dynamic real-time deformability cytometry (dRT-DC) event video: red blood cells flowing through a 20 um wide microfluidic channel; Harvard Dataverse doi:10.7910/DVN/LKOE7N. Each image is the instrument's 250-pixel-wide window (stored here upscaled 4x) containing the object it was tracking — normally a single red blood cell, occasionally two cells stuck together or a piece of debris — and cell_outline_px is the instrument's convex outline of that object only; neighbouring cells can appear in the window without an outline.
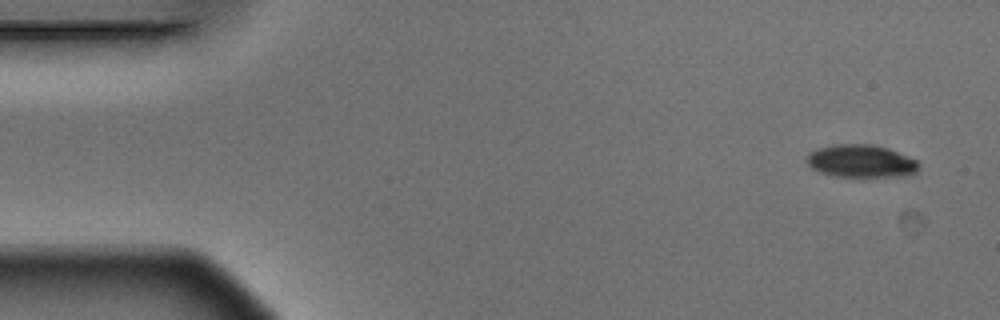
{"species": "Egyptian fruit bat (a non-hibernating species)", "species_latin": "Rousettus aegyptiacus", "temperature_condition": "warm", "stored_images_in_passage": 6, "camera_frame_rate_fps": 3000, "um_per_image_px": 0.085, "animal": {"sex": "male"}, "frame": {"image": 1, "passage_image": 1, "time_ms": 0.0, "image_size_px": [1000, 320], "cell_outline_px": [[920, 164], [916, 172], [908, 176], [832, 176], [820, 172], [812, 168], [808, 164], [808, 152], [816, 148], [836, 144], [872, 144], [888, 148], [916, 160]], "centroid_in_image_um": [73.19, 13.69], "position_along_channel_um": 11.8, "area_um2": 21.33}}
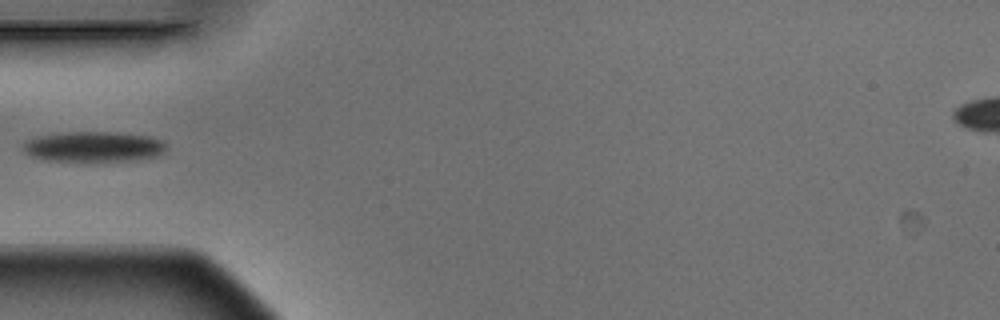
{"frame": {"image": 2, "passage_image": 5, "time_ms": 1.333, "image_size_px": [1000, 320], "cell_outline_px": [[168, 148], [156, 156], [132, 160], [40, 160], [24, 152], [24, 144], [28, 140], [36, 136], [64, 132], [120, 132], [152, 136], [164, 140]], "centroid_in_image_um": [8.0, 12.44], "position_along_channel_um": 77.0, "area_um2": 25.26}}
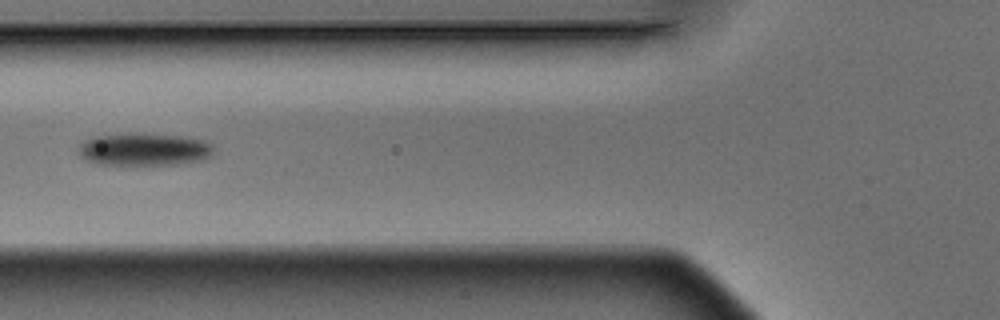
{"frame": {"image": 3, "passage_image": 6, "time_ms": 1.667, "image_size_px": [1000, 320], "cell_outline_px": [[212, 156], [204, 160], [180, 164], [96, 164], [80, 156], [80, 144], [84, 140], [96, 136], [128, 132], [188, 136], [204, 140], [212, 144]], "centroid_in_image_um": [12.3, 12.67], "position_along_channel_um": 113.5, "area_um2": 25.95}}